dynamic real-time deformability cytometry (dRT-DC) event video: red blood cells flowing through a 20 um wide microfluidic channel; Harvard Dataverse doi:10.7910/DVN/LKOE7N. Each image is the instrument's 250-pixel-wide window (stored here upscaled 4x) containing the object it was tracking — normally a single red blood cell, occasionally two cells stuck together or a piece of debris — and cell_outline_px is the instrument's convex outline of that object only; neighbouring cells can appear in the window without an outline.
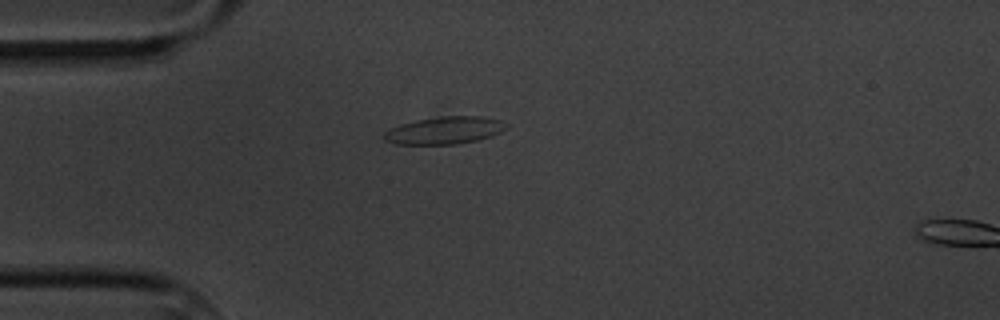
{"species": "common noctule bat (a hibernating species)", "species_latin": "Nyctalus noctula", "temperature_condition": "cold", "stored_images_in_passage": 2, "camera_frame_rate_fps": 3000, "um_per_image_px": 0.085, "animal": {"sex": "male", "body_mass_g": 20.1, "forearm_length_mm": 53.5}, "frame": {"image": 1, "passage_image": 1, "time_ms": 0.0, "image_size_px": [1000, 320], "cell_outline_px": [[508, 128], [492, 136], [476, 140], [456, 144], [396, 144], [384, 140], [384, 132], [400, 124], [416, 120], [440, 116], [484, 116], [500, 120], [508, 124]], "centroid_in_image_um": [37.82, 11.07], "position_along_channel_um": 47.2, "area_um2": 19.54}}